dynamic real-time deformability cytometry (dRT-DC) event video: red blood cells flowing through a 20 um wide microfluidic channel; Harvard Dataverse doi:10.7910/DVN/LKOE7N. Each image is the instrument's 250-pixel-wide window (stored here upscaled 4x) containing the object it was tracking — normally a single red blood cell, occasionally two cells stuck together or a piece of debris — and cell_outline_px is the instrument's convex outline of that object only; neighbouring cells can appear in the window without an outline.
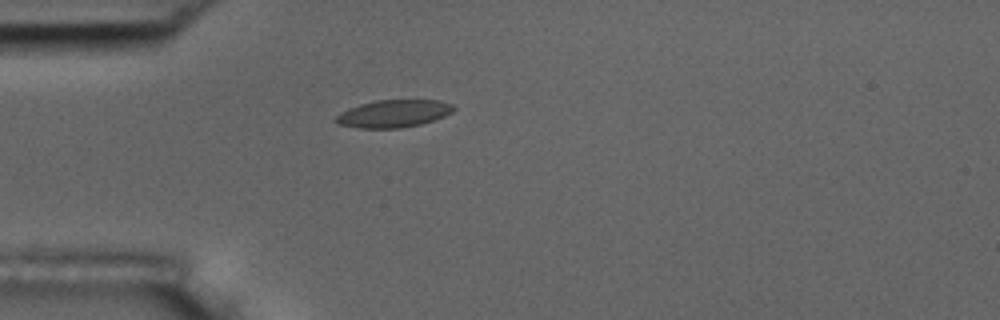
{"species": "common noctule bat (a hibernating species)", "species_latin": "Nyctalus noctula", "temperature_condition": "room temperature", "stored_images_in_passage": 2, "camera_frame_rate_fps": 3000, "um_per_image_px": 0.085, "animal": {"sex": "male", "body_mass_g": 17.5, "forearm_length_mm": 52.3}, "frame": {"image": 1, "passage_image": 2, "time_ms": 1.333, "image_size_px": [1000, 320], "cell_outline_px": [[456, 108], [452, 112], [444, 116], [420, 124], [400, 128], [356, 128], [336, 124], [332, 120], [340, 112], [348, 108], [360, 104], [376, 100], [440, 100], [452, 104]], "centroid_in_image_um": [33.4, 9.66], "position_along_channel_um": 51.6, "area_um2": 19.02}}